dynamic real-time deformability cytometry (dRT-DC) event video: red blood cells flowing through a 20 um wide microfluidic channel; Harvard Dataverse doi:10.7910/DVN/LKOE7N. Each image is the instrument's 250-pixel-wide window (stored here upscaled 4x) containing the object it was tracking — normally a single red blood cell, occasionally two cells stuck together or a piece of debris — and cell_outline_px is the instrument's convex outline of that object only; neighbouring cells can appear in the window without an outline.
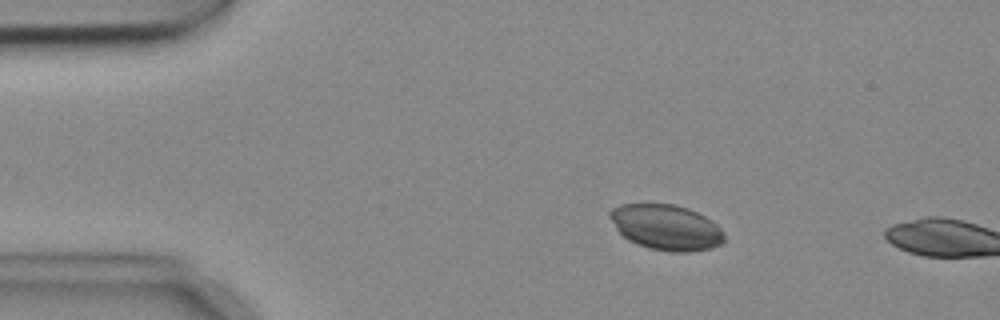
{"species": "common noctule bat (a hibernating species)", "species_latin": "Nyctalus noctula", "temperature_condition": "cold", "stored_images_in_passage": 4, "camera_frame_rate_fps": 3000, "um_per_image_px": 0.085, "animal": {"sex": "female", "body_mass_g": 18.4}, "frame": {"image": 1, "passage_image": 3, "time_ms": 0.667, "image_size_px": [1000, 320], "cell_outline_px": [[724, 240], [720, 244], [712, 248], [688, 252], [672, 252], [648, 248], [636, 244], [628, 240], [616, 228], [608, 216], [608, 212], [612, 208], [620, 204], [676, 204], [688, 208], [712, 220], [724, 232]], "centroid_in_image_um": [56.62, 19.32], "position_along_channel_um": 28.4, "area_um2": 30.4}}